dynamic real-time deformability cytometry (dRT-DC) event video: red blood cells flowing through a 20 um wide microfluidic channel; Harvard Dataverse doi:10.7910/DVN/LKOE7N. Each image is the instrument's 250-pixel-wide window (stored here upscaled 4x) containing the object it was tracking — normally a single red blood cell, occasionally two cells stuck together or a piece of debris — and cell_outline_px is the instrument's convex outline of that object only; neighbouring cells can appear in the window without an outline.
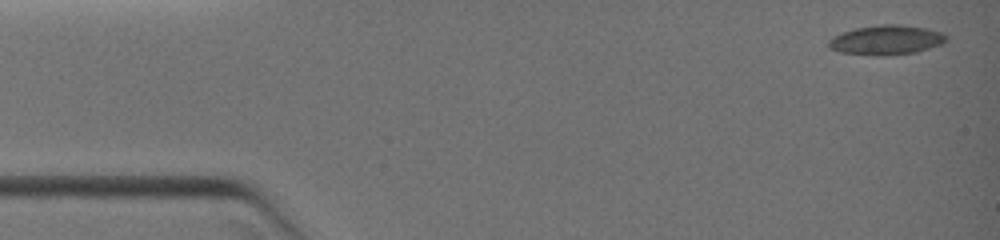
{"species": "common noctule bat (a hibernating species)", "species_latin": "Nyctalus noctula", "temperature_condition": "warm", "stored_images_in_passage": 4, "camera_frame_rate_fps": 3000, "um_per_image_px": 0.085, "animal": {"sex": "female", "body_mass_g": 19.0, "forearm_length_mm": 51.5}, "frame": {"image": 1, "passage_image": 1, "time_ms": 0.0, "image_size_px": [1000, 240], "cell_outline_px": [[948, 40], [944, 44], [916, 52], [880, 56], [876, 56], [840, 52], [828, 48], [828, 40], [832, 36], [856, 28], [880, 24], [900, 24], [924, 28], [940, 32], [948, 36]], "centroid_in_image_um": [75.34, 3.4], "position_along_channel_um": 9.7, "area_um2": 20.4}}
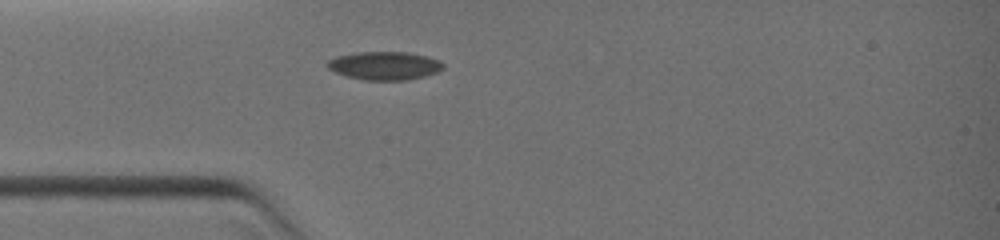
{"frame": {"image": 2, "passage_image": 4, "time_ms": 3.333, "image_size_px": [1000, 240], "cell_outline_px": [[444, 68], [436, 72], [424, 76], [404, 80], [364, 80], [348, 76], [336, 72], [328, 68], [328, 60], [336, 56], [356, 52], [408, 52], [428, 56], [440, 60], [444, 64]], "centroid_in_image_um": [32.71, 5.57], "position_along_channel_um": 52.3, "area_um2": 19.02}}